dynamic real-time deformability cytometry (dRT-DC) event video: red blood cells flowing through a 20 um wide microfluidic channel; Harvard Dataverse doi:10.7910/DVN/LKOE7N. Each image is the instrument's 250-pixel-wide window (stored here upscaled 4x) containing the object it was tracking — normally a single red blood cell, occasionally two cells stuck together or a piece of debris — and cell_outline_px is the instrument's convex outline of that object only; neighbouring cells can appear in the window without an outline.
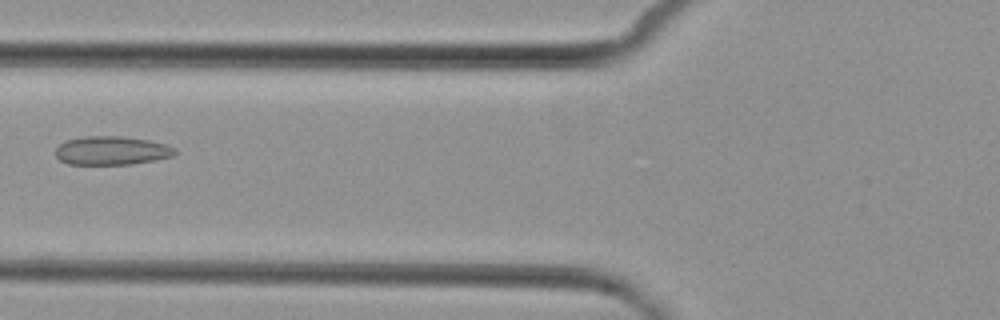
{"species": "common noctule bat (a hibernating species)", "species_latin": "Nyctalus noctula", "temperature_condition": "cold", "stored_images_in_passage": 7, "camera_frame_rate_fps": 3000, "um_per_image_px": 0.085, "animal": {"sex": "female", "body_mass_g": 29.2, "forearm_length_mm": 56.3}, "frame": {"image": 1, "passage_image": 7, "time_ms": 7.0, "image_size_px": [1000, 320], "cell_outline_px": [[176, 152], [172, 156], [156, 160], [132, 164], [68, 164], [60, 160], [56, 156], [56, 148], [60, 144], [68, 140], [84, 136], [120, 136], [148, 140], [164, 144], [176, 148]], "centroid_in_image_um": [9.49, 12.8], "position_along_channel_um": 116.3, "area_um2": 19.83}}